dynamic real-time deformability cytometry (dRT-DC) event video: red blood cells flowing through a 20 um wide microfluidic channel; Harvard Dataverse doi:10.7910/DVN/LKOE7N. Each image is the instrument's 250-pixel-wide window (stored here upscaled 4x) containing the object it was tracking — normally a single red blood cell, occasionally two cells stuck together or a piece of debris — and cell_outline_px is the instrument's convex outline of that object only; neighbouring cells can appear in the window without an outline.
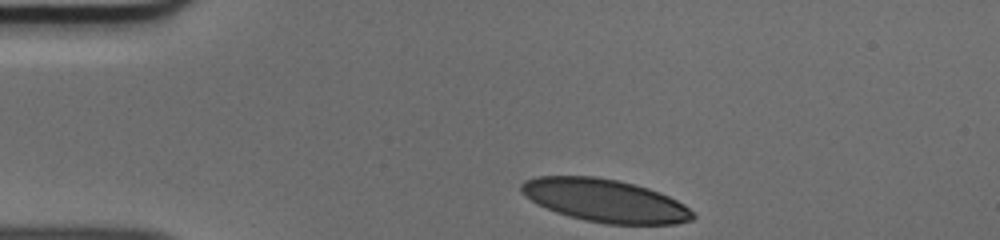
{"species": "human", "species_latin": "Homo sapiens", "temperature_condition": "cold", "stored_images_in_passage": 32, "camera_frame_rate_fps": 3000, "um_per_image_px": 0.085, "donor": {"sex": "male"}, "frame": {"image": 1, "passage_image": 1, "time_ms": 0.0, "image_size_px": [1000, 240], "cell_outline_px": [[696, 216], [692, 220], [676, 224], [608, 224], [584, 220], [568, 216], [556, 212], [536, 204], [520, 192], [520, 184], [524, 180], [536, 176], [596, 176], [636, 184], [660, 192], [684, 204]], "centroid_in_image_um": [51.4, 17.04], "position_along_channel_um": 33.6, "area_um2": 43.06}}
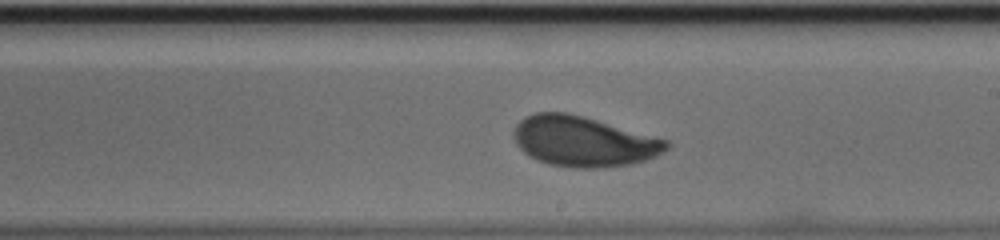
{"frame": {"image": 2, "passage_image": 20, "time_ms": 6.333, "image_size_px": [1000, 240], "cell_outline_px": [[672, 144], [664, 152], [656, 156], [644, 160], [628, 164], [604, 168], [572, 168], [548, 164], [536, 160], [528, 156], [516, 144], [512, 136], [512, 132], [516, 124], [524, 116], [536, 112], [568, 112], [668, 140]], "centroid_in_image_um": [49.55, 12.02], "position_along_channel_um": 239.4, "area_um2": 44.97}}
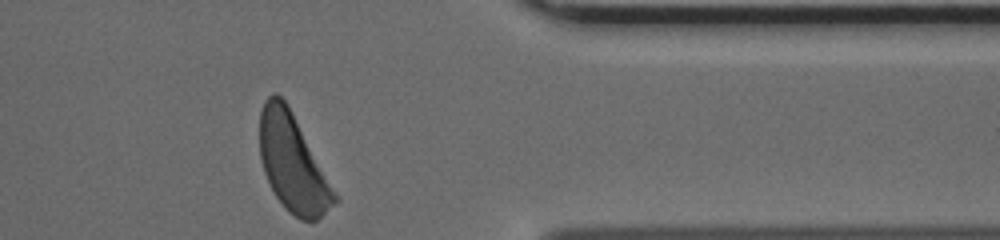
{"frame": {"image": 3, "passage_image": 32, "time_ms": 10.333, "image_size_px": [1000, 240], "cell_outline_px": [[340, 200], [316, 220], [300, 220], [288, 212], [284, 208], [276, 196], [264, 172], [260, 156], [260, 112], [264, 100], [272, 92], [276, 92], [288, 104]], "centroid_in_image_um": [24.87, 13.86], "position_along_channel_um": 386.5, "area_um2": 42.14}}